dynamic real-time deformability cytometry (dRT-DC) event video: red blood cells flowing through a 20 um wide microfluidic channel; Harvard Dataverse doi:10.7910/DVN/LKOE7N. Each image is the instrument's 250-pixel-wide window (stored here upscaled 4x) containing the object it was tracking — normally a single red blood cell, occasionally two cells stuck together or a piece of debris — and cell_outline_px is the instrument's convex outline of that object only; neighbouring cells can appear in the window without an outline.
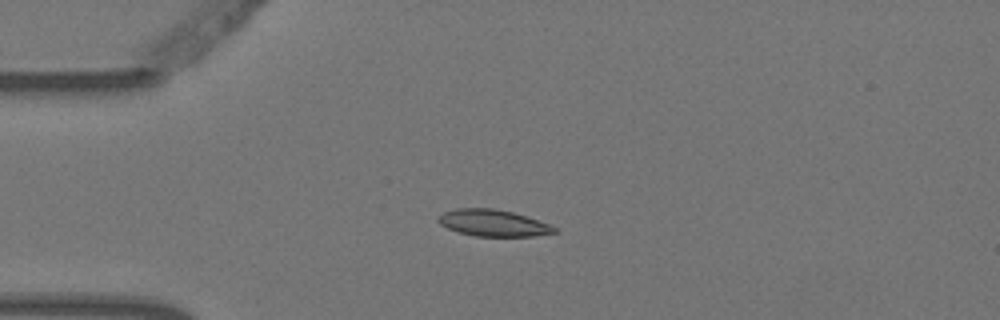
{"species": "Egyptian fruit bat (a non-hibernating species)", "species_latin": "Rousettus aegyptiacus", "temperature_condition": "warm", "stored_images_in_passage": 7, "camera_frame_rate_fps": 3000, "um_per_image_px": 0.085, "animal": {"sex": "female"}, "frame": {"image": 1, "passage_image": 3, "time_ms": 0.667, "image_size_px": [1000, 320], "cell_outline_px": [[556, 232], [532, 236], [476, 236], [460, 232], [448, 228], [440, 224], [436, 220], [436, 216], [444, 212], [456, 208], [496, 208], [512, 212], [548, 224], [556, 228]], "centroid_in_image_um": [41.85, 18.94], "position_along_channel_um": 43.2, "area_um2": 17.8}}
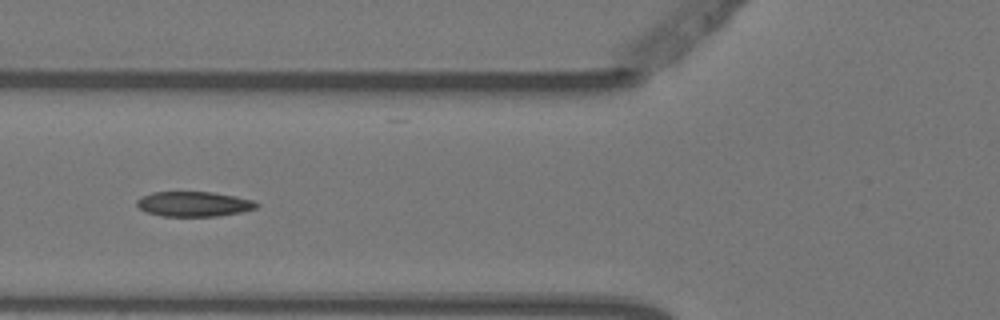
{"frame": {"image": 2, "passage_image": 5, "time_ms": 1.333, "image_size_px": [1000, 320], "cell_outline_px": [[260, 204], [256, 208], [240, 212], [216, 216], [164, 216], [148, 212], [140, 208], [136, 204], [136, 200], [140, 196], [152, 192], [212, 192], [236, 196], [252, 200]], "centroid_in_image_um": [16.46, 17.33], "position_along_channel_um": 109.3, "area_um2": 17.34}}
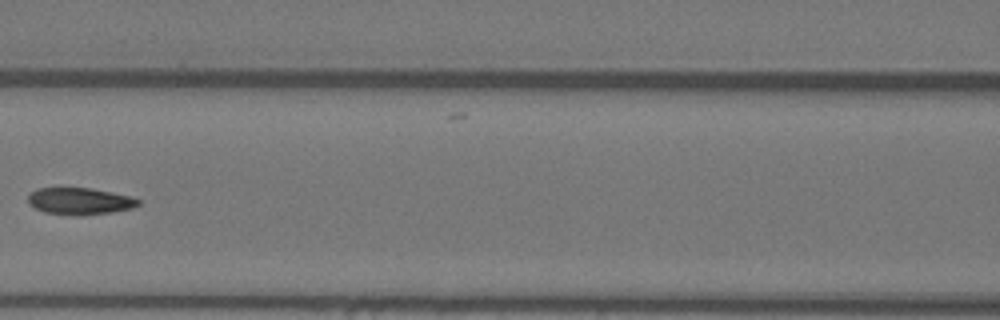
{"frame": {"image": 3, "passage_image": 6, "time_ms": 1.667, "image_size_px": [1000, 320], "cell_outline_px": [[140, 204], [132, 208], [112, 212], [80, 216], [76, 216], [44, 212], [28, 204], [28, 196], [36, 188], [92, 188], [132, 196], [140, 200]], "centroid_in_image_um": [6.79, 17.1], "position_along_channel_um": 159.8, "area_um2": 17.4}}